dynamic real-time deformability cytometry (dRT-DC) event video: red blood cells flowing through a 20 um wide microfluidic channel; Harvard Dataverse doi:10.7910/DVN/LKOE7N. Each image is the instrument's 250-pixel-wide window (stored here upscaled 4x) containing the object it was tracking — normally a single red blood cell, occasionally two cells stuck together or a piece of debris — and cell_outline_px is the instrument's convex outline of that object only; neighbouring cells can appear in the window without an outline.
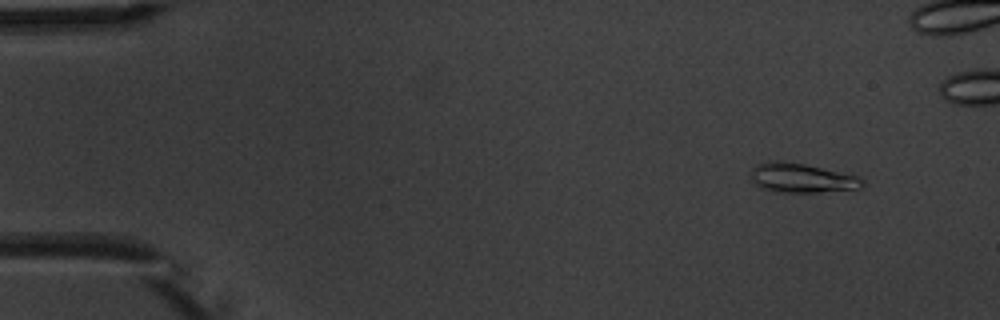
{"species": "common noctule bat (a hibernating species)", "species_latin": "Nyctalus noctula", "temperature_condition": "warm", "stored_images_in_passage": 6, "camera_frame_rate_fps": 3000, "um_per_image_px": 0.085, "animal": {"sex": "male", "body_mass_g": 20.1, "forearm_length_mm": 53.5}, "frame": {"image": 1, "passage_image": 2, "time_ms": 1.0, "image_size_px": [1000, 320], "cell_outline_px": [[864, 184], [860, 188], [820, 192], [772, 192], [760, 188], [752, 180], [752, 168], [756, 164], [772, 160], [784, 160], [804, 164], [856, 176], [864, 180]], "centroid_in_image_um": [68.09, 15.13], "position_along_channel_um": 16.9, "area_um2": 19.02}}